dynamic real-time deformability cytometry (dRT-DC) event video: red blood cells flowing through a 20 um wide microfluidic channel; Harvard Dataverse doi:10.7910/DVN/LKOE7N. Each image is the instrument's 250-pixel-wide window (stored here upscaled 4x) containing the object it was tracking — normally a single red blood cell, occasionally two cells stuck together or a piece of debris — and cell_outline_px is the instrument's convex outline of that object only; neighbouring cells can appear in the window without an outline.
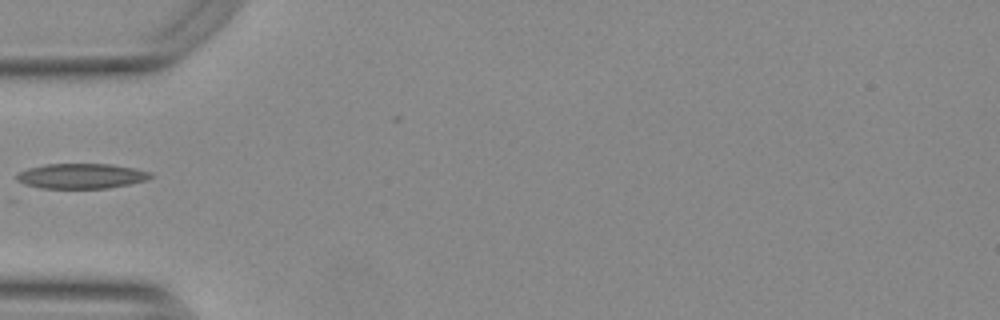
{"species": "Egyptian fruit bat (a non-hibernating species)", "species_latin": "Rousettus aegyptiacus", "temperature_condition": "warm", "stored_images_in_passage": 12, "camera_frame_rate_fps": 3000, "um_per_image_px": 0.085, "animal": {"sex": "female"}, "frame": {"image": 1, "passage_image": 1, "time_ms": 0.0, "image_size_px": [1000, 320], "cell_outline_px": [[156, 176], [148, 180], [132, 184], [108, 188], [44, 188], [28, 184], [16, 180], [16, 176], [20, 172], [28, 168], [44, 164], [112, 164], [136, 168], [152, 172]], "centroid_in_image_um": [7.03, 14.95], "position_along_channel_um": 78.0, "area_um2": 19.71}}
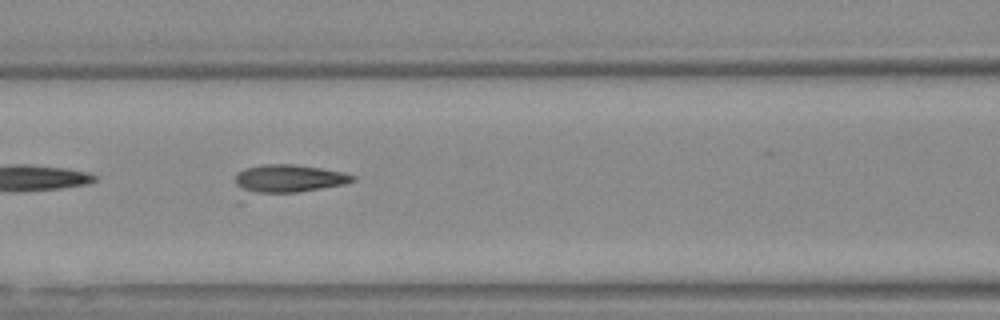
{"frame": {"image": 2, "passage_image": 6, "time_ms": 1.667, "image_size_px": [1000, 320], "cell_outline_px": [[356, 180], [344, 184], [296, 192], [244, 192], [236, 184], [236, 172], [244, 168], [260, 164], [296, 164], [320, 168], [340, 172], [356, 176]], "centroid_in_image_um": [24.51, 15.15], "position_along_channel_um": 142.1, "area_um2": 18.84}}